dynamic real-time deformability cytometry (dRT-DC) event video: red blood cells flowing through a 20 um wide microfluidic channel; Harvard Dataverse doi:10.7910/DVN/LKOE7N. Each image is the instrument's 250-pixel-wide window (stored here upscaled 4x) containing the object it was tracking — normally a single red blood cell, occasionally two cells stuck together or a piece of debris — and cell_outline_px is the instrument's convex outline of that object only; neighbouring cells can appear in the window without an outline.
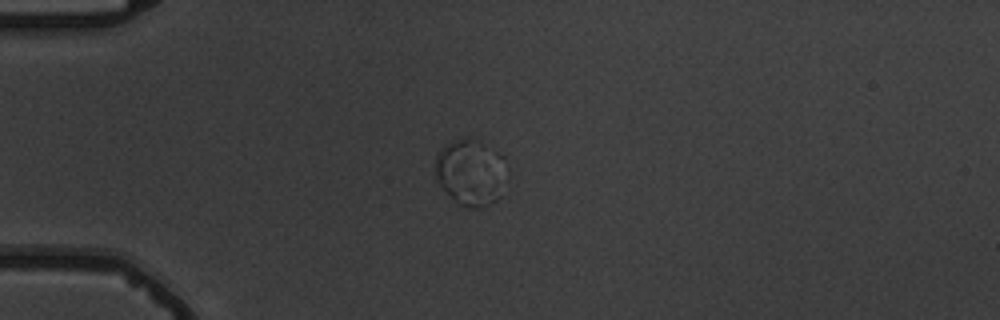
{"species": "common noctule bat (a hibernating species)", "species_latin": "Nyctalus noctula", "temperature_condition": "warm", "stored_images_in_passage": 14, "camera_frame_rate_fps": 3000, "um_per_image_px": 0.085, "animal": {"sex": "male", "body_mass_g": 19.5, "forearm_length_mm": 54.6}, "frame": {"image": 1, "passage_image": 5, "time_ms": 5.333, "image_size_px": [1000, 320], "cell_outline_px": [[500, 196], [496, 200], [488, 204], [468, 208], [460, 204], [436, 180], [436, 160], [440, 148], [444, 144], [460, 140], [468, 140]], "centroid_in_image_um": [39.47, 14.88], "position_along_channel_um": 45.5, "area_um2": 20.35}}
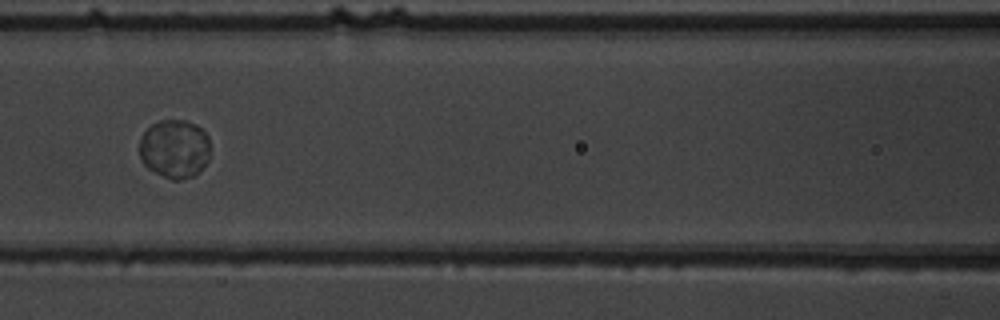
{"frame": {"image": 2, "passage_image": 8, "time_ms": 9.0, "image_size_px": [1000, 320], "cell_outline_px": [[208, 160], [196, 176], [180, 180], [172, 180], [148, 168], [144, 164], [140, 156], [140, 136], [152, 124], [160, 120], [184, 120], [196, 124], [208, 136]], "centroid_in_image_um": [14.84, 12.65], "position_along_channel_um": 151.8, "area_um2": 24.16}}
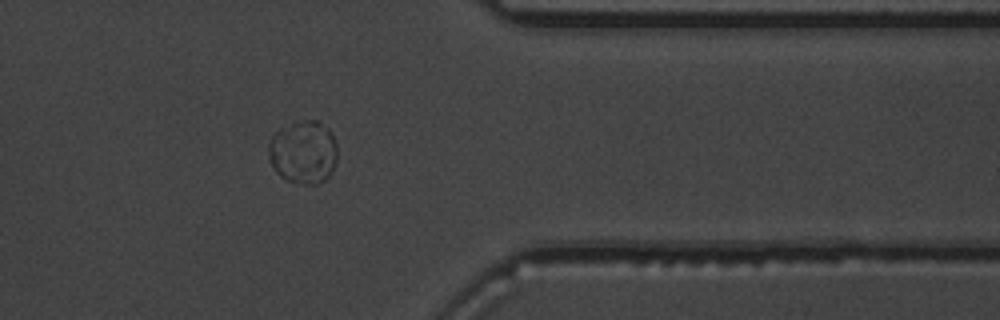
{"frame": {"image": 3, "passage_image": 14, "time_ms": 15.667, "image_size_px": [1000, 320], "cell_outline_px": [[336, 160], [332, 172], [324, 180], [316, 184], [296, 184], [280, 176], [276, 172], [268, 156], [268, 144], [272, 136], [280, 128], [304, 120], [320, 120], [332, 132], [336, 144]], "centroid_in_image_um": [25.79, 12.93], "position_along_channel_um": 385.6, "area_um2": 25.43}}